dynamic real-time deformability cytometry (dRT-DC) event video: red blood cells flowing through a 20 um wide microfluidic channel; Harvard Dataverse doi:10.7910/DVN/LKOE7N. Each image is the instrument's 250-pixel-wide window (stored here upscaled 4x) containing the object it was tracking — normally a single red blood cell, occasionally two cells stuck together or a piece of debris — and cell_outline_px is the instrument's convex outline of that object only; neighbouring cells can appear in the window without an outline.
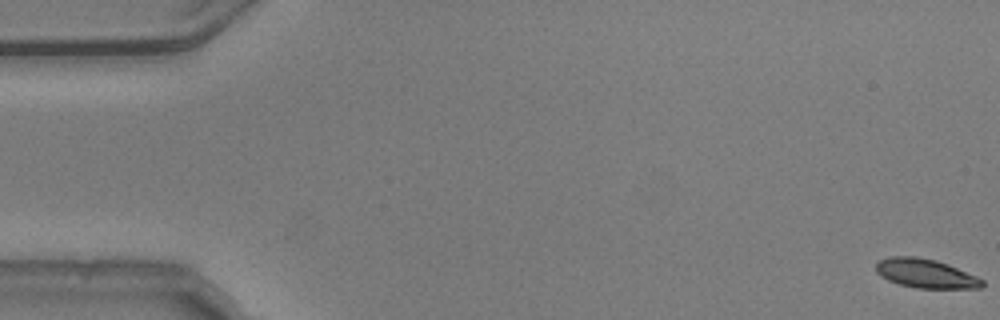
{"species": "common noctule bat (a hibernating species)", "species_latin": "Nyctalus noctula", "temperature_condition": "warm", "stored_images_in_passage": 55, "camera_frame_rate_fps": 3000, "um_per_image_px": 0.085, "animal": {"sex": "male", "body_mass_g": 20.5, "forearm_length_mm": 52.5}, "frame": {"image": 1, "passage_image": 1, "time_ms": 0.0, "image_size_px": [1000, 320], "cell_outline_px": [[984, 284], [980, 288], [916, 288], [900, 284], [888, 280], [880, 276], [876, 272], [876, 264], [880, 260], [892, 256], [916, 256], [936, 260], [948, 264], [976, 276], [984, 280]], "centroid_in_image_um": [78.67, 23.24], "position_along_channel_um": 6.3, "area_um2": 17.92}}
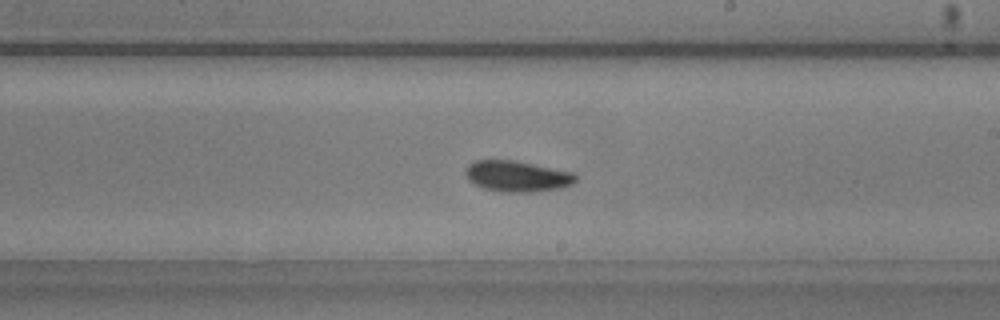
{"frame": {"image": 2, "passage_image": 32, "time_ms": 10.333, "image_size_px": [1000, 320], "cell_outline_px": [[576, 180], [572, 184], [560, 188], [536, 192], [500, 192], [484, 188], [468, 180], [464, 172], [464, 168], [472, 160], [512, 160], [576, 172]], "centroid_in_image_um": [43.94, 14.98], "position_along_channel_um": 245.1, "area_um2": 20.11}}
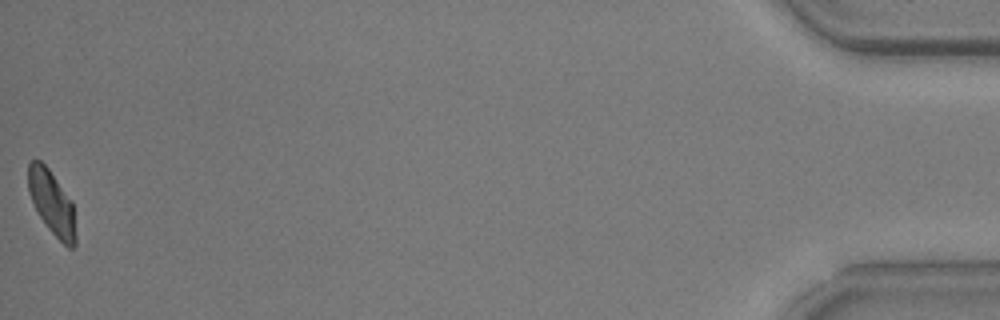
{"frame": {"image": 3, "passage_image": 55, "time_ms": 18.0, "image_size_px": [1000, 320], "cell_outline_px": [[76, 244], [72, 248], [68, 248], [48, 228], [40, 216], [28, 192], [28, 164], [32, 160], [40, 160], [48, 168], [72, 200], [76, 236]], "centroid_in_image_um": [4.42, 17.23], "position_along_channel_um": 430.8, "area_um2": 17.57}, "authors_computed_cell_mechanics": {"area_um2": 18.9584, "velocity_mm_per_s": 3.7348, "shape_relaxation_time_tau1_ms": 3.9692, "shape_relaxation_time_tau2_ms": 9.5435, "deformation_change_tau1": 0.1615, "deformation_change_tau2": 0.111}}